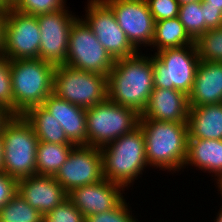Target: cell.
<instances>
[{
    "instance_id": "obj_1",
    "label": "cell",
    "mask_w": 222,
    "mask_h": 222,
    "mask_svg": "<svg viewBox=\"0 0 222 222\" xmlns=\"http://www.w3.org/2000/svg\"><path fill=\"white\" fill-rule=\"evenodd\" d=\"M108 99L135 110H145L154 89L152 55H135L116 60L107 76Z\"/></svg>"
},
{
    "instance_id": "obj_2",
    "label": "cell",
    "mask_w": 222,
    "mask_h": 222,
    "mask_svg": "<svg viewBox=\"0 0 222 222\" xmlns=\"http://www.w3.org/2000/svg\"><path fill=\"white\" fill-rule=\"evenodd\" d=\"M149 167L167 172L184 171L188 147V122L140 118Z\"/></svg>"
},
{
    "instance_id": "obj_3",
    "label": "cell",
    "mask_w": 222,
    "mask_h": 222,
    "mask_svg": "<svg viewBox=\"0 0 222 222\" xmlns=\"http://www.w3.org/2000/svg\"><path fill=\"white\" fill-rule=\"evenodd\" d=\"M105 179L130 187L148 167L145 139L140 126L100 148Z\"/></svg>"
},
{
    "instance_id": "obj_4",
    "label": "cell",
    "mask_w": 222,
    "mask_h": 222,
    "mask_svg": "<svg viewBox=\"0 0 222 222\" xmlns=\"http://www.w3.org/2000/svg\"><path fill=\"white\" fill-rule=\"evenodd\" d=\"M14 115L42 105L53 93L56 66L39 58L10 60Z\"/></svg>"
},
{
    "instance_id": "obj_5",
    "label": "cell",
    "mask_w": 222,
    "mask_h": 222,
    "mask_svg": "<svg viewBox=\"0 0 222 222\" xmlns=\"http://www.w3.org/2000/svg\"><path fill=\"white\" fill-rule=\"evenodd\" d=\"M4 147V169L19 180L36 174L38 138L23 115H13L1 131Z\"/></svg>"
},
{
    "instance_id": "obj_6",
    "label": "cell",
    "mask_w": 222,
    "mask_h": 222,
    "mask_svg": "<svg viewBox=\"0 0 222 222\" xmlns=\"http://www.w3.org/2000/svg\"><path fill=\"white\" fill-rule=\"evenodd\" d=\"M200 57L196 44L167 48L152 55L154 88L190 94Z\"/></svg>"
},
{
    "instance_id": "obj_7",
    "label": "cell",
    "mask_w": 222,
    "mask_h": 222,
    "mask_svg": "<svg viewBox=\"0 0 222 222\" xmlns=\"http://www.w3.org/2000/svg\"><path fill=\"white\" fill-rule=\"evenodd\" d=\"M140 114L108 98L86 109L87 146L102 148L139 126Z\"/></svg>"
},
{
    "instance_id": "obj_8",
    "label": "cell",
    "mask_w": 222,
    "mask_h": 222,
    "mask_svg": "<svg viewBox=\"0 0 222 222\" xmlns=\"http://www.w3.org/2000/svg\"><path fill=\"white\" fill-rule=\"evenodd\" d=\"M107 76L73 68L56 66L53 93L74 105L90 108L108 98Z\"/></svg>"
},
{
    "instance_id": "obj_9",
    "label": "cell",
    "mask_w": 222,
    "mask_h": 222,
    "mask_svg": "<svg viewBox=\"0 0 222 222\" xmlns=\"http://www.w3.org/2000/svg\"><path fill=\"white\" fill-rule=\"evenodd\" d=\"M114 62L88 25L78 17L70 30L66 65L108 76Z\"/></svg>"
},
{
    "instance_id": "obj_10",
    "label": "cell",
    "mask_w": 222,
    "mask_h": 222,
    "mask_svg": "<svg viewBox=\"0 0 222 222\" xmlns=\"http://www.w3.org/2000/svg\"><path fill=\"white\" fill-rule=\"evenodd\" d=\"M81 19L95 34L114 61L135 55L138 51L118 25L114 12L104 0H88Z\"/></svg>"
},
{
    "instance_id": "obj_11",
    "label": "cell",
    "mask_w": 222,
    "mask_h": 222,
    "mask_svg": "<svg viewBox=\"0 0 222 222\" xmlns=\"http://www.w3.org/2000/svg\"><path fill=\"white\" fill-rule=\"evenodd\" d=\"M40 35L37 16L7 10L1 53L9 60L39 58Z\"/></svg>"
},
{
    "instance_id": "obj_12",
    "label": "cell",
    "mask_w": 222,
    "mask_h": 222,
    "mask_svg": "<svg viewBox=\"0 0 222 222\" xmlns=\"http://www.w3.org/2000/svg\"><path fill=\"white\" fill-rule=\"evenodd\" d=\"M74 14L66 7L56 12L37 15L41 34L39 59L54 66L66 64L70 30L79 17Z\"/></svg>"
},
{
    "instance_id": "obj_13",
    "label": "cell",
    "mask_w": 222,
    "mask_h": 222,
    "mask_svg": "<svg viewBox=\"0 0 222 222\" xmlns=\"http://www.w3.org/2000/svg\"><path fill=\"white\" fill-rule=\"evenodd\" d=\"M113 10L116 21L131 45L139 52L143 46L151 47L155 33V20L146 0H104Z\"/></svg>"
},
{
    "instance_id": "obj_14",
    "label": "cell",
    "mask_w": 222,
    "mask_h": 222,
    "mask_svg": "<svg viewBox=\"0 0 222 222\" xmlns=\"http://www.w3.org/2000/svg\"><path fill=\"white\" fill-rule=\"evenodd\" d=\"M54 178L67 193L74 188L100 182L104 179L100 148L75 146Z\"/></svg>"
},
{
    "instance_id": "obj_15",
    "label": "cell",
    "mask_w": 222,
    "mask_h": 222,
    "mask_svg": "<svg viewBox=\"0 0 222 222\" xmlns=\"http://www.w3.org/2000/svg\"><path fill=\"white\" fill-rule=\"evenodd\" d=\"M124 189L121 184L104 178L98 183L72 189L67 199L87 217L116 208L126 199L123 196Z\"/></svg>"
},
{
    "instance_id": "obj_16",
    "label": "cell",
    "mask_w": 222,
    "mask_h": 222,
    "mask_svg": "<svg viewBox=\"0 0 222 222\" xmlns=\"http://www.w3.org/2000/svg\"><path fill=\"white\" fill-rule=\"evenodd\" d=\"M17 193L42 215L64 202L68 195L54 176L38 174L19 179Z\"/></svg>"
},
{
    "instance_id": "obj_17",
    "label": "cell",
    "mask_w": 222,
    "mask_h": 222,
    "mask_svg": "<svg viewBox=\"0 0 222 222\" xmlns=\"http://www.w3.org/2000/svg\"><path fill=\"white\" fill-rule=\"evenodd\" d=\"M188 96L181 91L154 88L140 118L167 122H188Z\"/></svg>"
},
{
    "instance_id": "obj_18",
    "label": "cell",
    "mask_w": 222,
    "mask_h": 222,
    "mask_svg": "<svg viewBox=\"0 0 222 222\" xmlns=\"http://www.w3.org/2000/svg\"><path fill=\"white\" fill-rule=\"evenodd\" d=\"M42 106L60 123L72 144L87 146L86 108L74 105L54 93L44 100Z\"/></svg>"
},
{
    "instance_id": "obj_19",
    "label": "cell",
    "mask_w": 222,
    "mask_h": 222,
    "mask_svg": "<svg viewBox=\"0 0 222 222\" xmlns=\"http://www.w3.org/2000/svg\"><path fill=\"white\" fill-rule=\"evenodd\" d=\"M188 101L189 107L222 102V62L200 60Z\"/></svg>"
},
{
    "instance_id": "obj_20",
    "label": "cell",
    "mask_w": 222,
    "mask_h": 222,
    "mask_svg": "<svg viewBox=\"0 0 222 222\" xmlns=\"http://www.w3.org/2000/svg\"><path fill=\"white\" fill-rule=\"evenodd\" d=\"M188 139L222 140V102L190 107Z\"/></svg>"
},
{
    "instance_id": "obj_21",
    "label": "cell",
    "mask_w": 222,
    "mask_h": 222,
    "mask_svg": "<svg viewBox=\"0 0 222 222\" xmlns=\"http://www.w3.org/2000/svg\"><path fill=\"white\" fill-rule=\"evenodd\" d=\"M186 166L212 173L213 179L222 175V140L188 139Z\"/></svg>"
},
{
    "instance_id": "obj_22",
    "label": "cell",
    "mask_w": 222,
    "mask_h": 222,
    "mask_svg": "<svg viewBox=\"0 0 222 222\" xmlns=\"http://www.w3.org/2000/svg\"><path fill=\"white\" fill-rule=\"evenodd\" d=\"M23 116L33 127L39 141L72 144L60 123L42 105L29 108Z\"/></svg>"
},
{
    "instance_id": "obj_23",
    "label": "cell",
    "mask_w": 222,
    "mask_h": 222,
    "mask_svg": "<svg viewBox=\"0 0 222 222\" xmlns=\"http://www.w3.org/2000/svg\"><path fill=\"white\" fill-rule=\"evenodd\" d=\"M192 44L196 43L189 36L178 17L155 22V33L151 47L157 52Z\"/></svg>"
},
{
    "instance_id": "obj_24",
    "label": "cell",
    "mask_w": 222,
    "mask_h": 222,
    "mask_svg": "<svg viewBox=\"0 0 222 222\" xmlns=\"http://www.w3.org/2000/svg\"><path fill=\"white\" fill-rule=\"evenodd\" d=\"M74 144H56L38 142L36 158V174L55 176L60 167L66 162Z\"/></svg>"
},
{
    "instance_id": "obj_25",
    "label": "cell",
    "mask_w": 222,
    "mask_h": 222,
    "mask_svg": "<svg viewBox=\"0 0 222 222\" xmlns=\"http://www.w3.org/2000/svg\"><path fill=\"white\" fill-rule=\"evenodd\" d=\"M0 222H43V215L17 193L0 209Z\"/></svg>"
},
{
    "instance_id": "obj_26",
    "label": "cell",
    "mask_w": 222,
    "mask_h": 222,
    "mask_svg": "<svg viewBox=\"0 0 222 222\" xmlns=\"http://www.w3.org/2000/svg\"><path fill=\"white\" fill-rule=\"evenodd\" d=\"M178 18L194 41L205 33L202 1L180 5Z\"/></svg>"
},
{
    "instance_id": "obj_27",
    "label": "cell",
    "mask_w": 222,
    "mask_h": 222,
    "mask_svg": "<svg viewBox=\"0 0 222 222\" xmlns=\"http://www.w3.org/2000/svg\"><path fill=\"white\" fill-rule=\"evenodd\" d=\"M195 43L200 60L222 62V27L207 30Z\"/></svg>"
},
{
    "instance_id": "obj_28",
    "label": "cell",
    "mask_w": 222,
    "mask_h": 222,
    "mask_svg": "<svg viewBox=\"0 0 222 222\" xmlns=\"http://www.w3.org/2000/svg\"><path fill=\"white\" fill-rule=\"evenodd\" d=\"M66 1L67 0H19L13 9L20 13L37 16L66 8Z\"/></svg>"
},
{
    "instance_id": "obj_29",
    "label": "cell",
    "mask_w": 222,
    "mask_h": 222,
    "mask_svg": "<svg viewBox=\"0 0 222 222\" xmlns=\"http://www.w3.org/2000/svg\"><path fill=\"white\" fill-rule=\"evenodd\" d=\"M0 105L14 115L10 60L0 52Z\"/></svg>"
},
{
    "instance_id": "obj_30",
    "label": "cell",
    "mask_w": 222,
    "mask_h": 222,
    "mask_svg": "<svg viewBox=\"0 0 222 222\" xmlns=\"http://www.w3.org/2000/svg\"><path fill=\"white\" fill-rule=\"evenodd\" d=\"M123 200L116 208L85 217V222H139L132 215L129 202ZM131 213V214H130Z\"/></svg>"
},
{
    "instance_id": "obj_31",
    "label": "cell",
    "mask_w": 222,
    "mask_h": 222,
    "mask_svg": "<svg viewBox=\"0 0 222 222\" xmlns=\"http://www.w3.org/2000/svg\"><path fill=\"white\" fill-rule=\"evenodd\" d=\"M43 222H85L82 213L66 199L43 215Z\"/></svg>"
},
{
    "instance_id": "obj_32",
    "label": "cell",
    "mask_w": 222,
    "mask_h": 222,
    "mask_svg": "<svg viewBox=\"0 0 222 222\" xmlns=\"http://www.w3.org/2000/svg\"><path fill=\"white\" fill-rule=\"evenodd\" d=\"M146 2L155 22L178 17L180 5L177 0H146Z\"/></svg>"
},
{
    "instance_id": "obj_33",
    "label": "cell",
    "mask_w": 222,
    "mask_h": 222,
    "mask_svg": "<svg viewBox=\"0 0 222 222\" xmlns=\"http://www.w3.org/2000/svg\"><path fill=\"white\" fill-rule=\"evenodd\" d=\"M18 192V180L0 172V209Z\"/></svg>"
},
{
    "instance_id": "obj_34",
    "label": "cell",
    "mask_w": 222,
    "mask_h": 222,
    "mask_svg": "<svg viewBox=\"0 0 222 222\" xmlns=\"http://www.w3.org/2000/svg\"><path fill=\"white\" fill-rule=\"evenodd\" d=\"M202 10H204L205 32L222 27V12L218 8L208 7L202 0Z\"/></svg>"
},
{
    "instance_id": "obj_35",
    "label": "cell",
    "mask_w": 222,
    "mask_h": 222,
    "mask_svg": "<svg viewBox=\"0 0 222 222\" xmlns=\"http://www.w3.org/2000/svg\"><path fill=\"white\" fill-rule=\"evenodd\" d=\"M13 117V114L5 107L0 105V133L3 130L5 124Z\"/></svg>"
},
{
    "instance_id": "obj_36",
    "label": "cell",
    "mask_w": 222,
    "mask_h": 222,
    "mask_svg": "<svg viewBox=\"0 0 222 222\" xmlns=\"http://www.w3.org/2000/svg\"><path fill=\"white\" fill-rule=\"evenodd\" d=\"M7 10L0 8V52L3 47V35Z\"/></svg>"
},
{
    "instance_id": "obj_37",
    "label": "cell",
    "mask_w": 222,
    "mask_h": 222,
    "mask_svg": "<svg viewBox=\"0 0 222 222\" xmlns=\"http://www.w3.org/2000/svg\"><path fill=\"white\" fill-rule=\"evenodd\" d=\"M19 0H0V8L5 10L13 9Z\"/></svg>"
},
{
    "instance_id": "obj_38",
    "label": "cell",
    "mask_w": 222,
    "mask_h": 222,
    "mask_svg": "<svg viewBox=\"0 0 222 222\" xmlns=\"http://www.w3.org/2000/svg\"><path fill=\"white\" fill-rule=\"evenodd\" d=\"M208 7L218 8L222 12V0H203Z\"/></svg>"
},
{
    "instance_id": "obj_39",
    "label": "cell",
    "mask_w": 222,
    "mask_h": 222,
    "mask_svg": "<svg viewBox=\"0 0 222 222\" xmlns=\"http://www.w3.org/2000/svg\"><path fill=\"white\" fill-rule=\"evenodd\" d=\"M3 169H4V147H3L2 134L0 133V172H3Z\"/></svg>"
},
{
    "instance_id": "obj_40",
    "label": "cell",
    "mask_w": 222,
    "mask_h": 222,
    "mask_svg": "<svg viewBox=\"0 0 222 222\" xmlns=\"http://www.w3.org/2000/svg\"><path fill=\"white\" fill-rule=\"evenodd\" d=\"M215 181H216V184H217V187H218V190H217V191H220V193H218V194L221 195V196H220V198H221V197H222V175L218 176V177L215 179ZM220 200H222V198H221Z\"/></svg>"
},
{
    "instance_id": "obj_41",
    "label": "cell",
    "mask_w": 222,
    "mask_h": 222,
    "mask_svg": "<svg viewBox=\"0 0 222 222\" xmlns=\"http://www.w3.org/2000/svg\"><path fill=\"white\" fill-rule=\"evenodd\" d=\"M179 5H184V4H188V3H192V2H199L202 0H177Z\"/></svg>"
},
{
    "instance_id": "obj_42",
    "label": "cell",
    "mask_w": 222,
    "mask_h": 222,
    "mask_svg": "<svg viewBox=\"0 0 222 222\" xmlns=\"http://www.w3.org/2000/svg\"><path fill=\"white\" fill-rule=\"evenodd\" d=\"M214 222H222V205H221L220 210L218 211V214H217Z\"/></svg>"
}]
</instances>
